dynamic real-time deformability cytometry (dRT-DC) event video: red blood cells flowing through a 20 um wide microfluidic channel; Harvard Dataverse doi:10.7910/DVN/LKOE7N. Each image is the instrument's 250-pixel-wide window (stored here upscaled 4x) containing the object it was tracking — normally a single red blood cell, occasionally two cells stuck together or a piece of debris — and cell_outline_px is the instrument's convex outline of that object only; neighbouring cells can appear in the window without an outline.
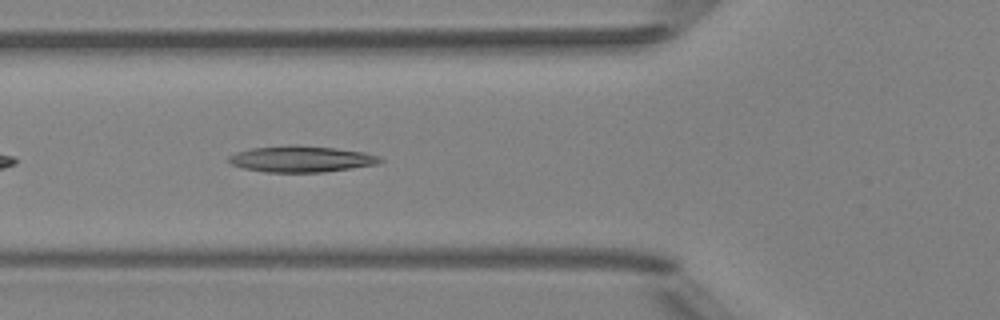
{"species": "Egyptian fruit bat (a non-hibernating species)", "species_latin": "Rousettus aegyptiacus", "temperature_condition": "room temperature", "stored_images_in_passage": 6, "camera_frame_rate_fps": 3000, "um_per_image_px": 0.085, "animal": {"sex": "female"}, "frame": {"image": 1, "passage_image": 6, "time_ms": 5.667, "image_size_px": [1000, 320], "cell_outline_px": [[384, 160], [376, 164], [320, 172], [264, 172], [244, 168], [232, 164], [228, 160], [228, 156], [236, 152], [252, 148], [296, 144], [336, 148], [364, 152], [376, 156]], "centroid_in_image_um": [25.56, 13.5], "position_along_channel_um": 100.2, "area_um2": 22.89}}